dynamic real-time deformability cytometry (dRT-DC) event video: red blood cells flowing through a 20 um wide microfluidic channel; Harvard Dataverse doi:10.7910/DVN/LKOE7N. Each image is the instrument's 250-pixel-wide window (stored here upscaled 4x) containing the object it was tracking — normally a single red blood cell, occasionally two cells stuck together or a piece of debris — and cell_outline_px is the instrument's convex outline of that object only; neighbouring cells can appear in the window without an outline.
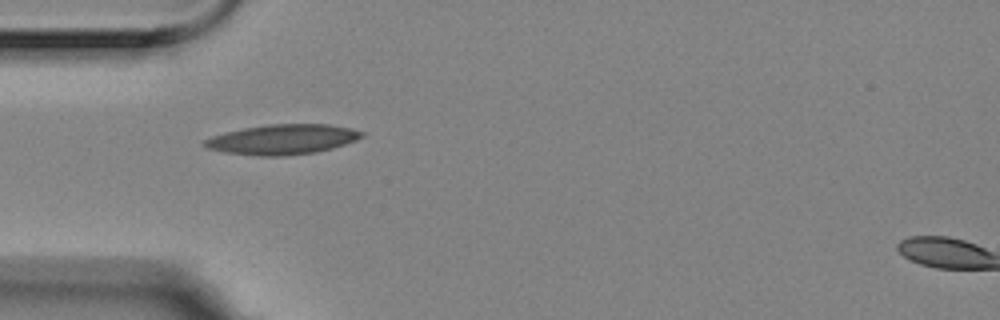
{"species": "Egyptian fruit bat (a non-hibernating species)", "species_latin": "Rousettus aegyptiacus", "temperature_condition": "room temperature", "stored_images_in_passage": 1, "camera_frame_rate_fps": 3000, "um_per_image_px": 0.085, "animal": {"sex": "female"}, "frame": {"image": 1, "passage_image": 1, "time_ms": 0.0, "image_size_px": [1000, 320], "cell_outline_px": [[364, 136], [356, 140], [332, 148], [316, 152], [288, 156], [256, 156], [224, 152], [208, 148], [200, 144], [204, 140], [212, 136], [244, 128], [268, 124], [328, 124], [352, 128], [364, 132]], "centroid_in_image_um": [24.02, 11.85], "position_along_channel_um": 61.0, "area_um2": 27.57}}